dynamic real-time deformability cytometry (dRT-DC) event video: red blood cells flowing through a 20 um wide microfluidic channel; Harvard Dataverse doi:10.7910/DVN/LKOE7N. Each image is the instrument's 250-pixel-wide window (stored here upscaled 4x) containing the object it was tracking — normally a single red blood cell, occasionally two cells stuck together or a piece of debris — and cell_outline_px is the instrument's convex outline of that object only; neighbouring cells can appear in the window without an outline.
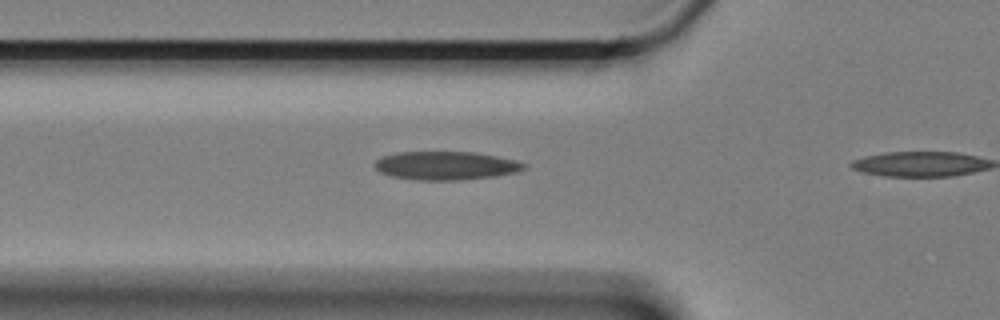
{"species": "Egyptian fruit bat (a non-hibernating species)", "species_latin": "Rousettus aegyptiacus", "temperature_condition": "cold", "stored_images_in_passage": 10, "camera_frame_rate_fps": 3000, "um_per_image_px": 0.085, "animal": {"sex": "female"}, "frame": {"image": 1, "passage_image": 9, "time_ms": 2.667, "image_size_px": [1000, 320], "cell_outline_px": [[528, 164], [524, 168], [516, 172], [496, 176], [460, 180], [412, 180], [392, 176], [380, 172], [372, 164], [380, 156], [396, 152], [472, 152], [496, 156], [516, 160]], "centroid_in_image_um": [37.86, 14.08], "position_along_channel_um": 87.9, "area_um2": 24.91}}